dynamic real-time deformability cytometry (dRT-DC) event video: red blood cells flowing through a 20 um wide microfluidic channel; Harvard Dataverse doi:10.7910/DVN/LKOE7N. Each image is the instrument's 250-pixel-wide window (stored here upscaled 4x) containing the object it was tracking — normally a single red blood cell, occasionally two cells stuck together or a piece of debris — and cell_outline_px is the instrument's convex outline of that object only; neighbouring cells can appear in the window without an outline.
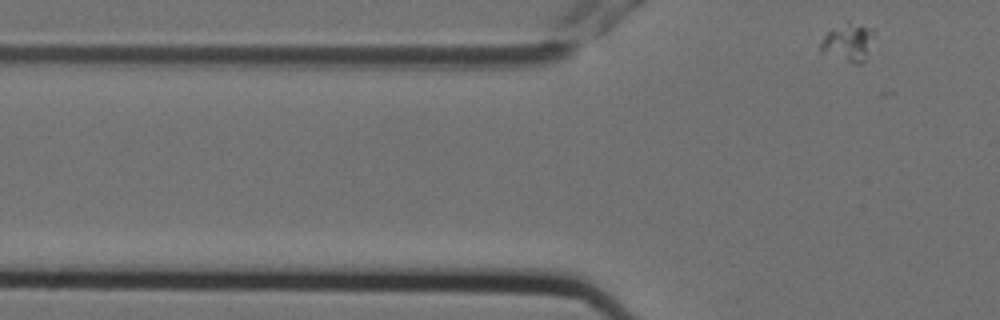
{"species": "Egyptian fruit bat (a non-hibernating species)", "species_latin": "Rousettus aegyptiacus", "temperature_condition": "cold", "stored_images_in_passage": 2, "segment_of_instrument_passage": [2, 2], "camera_frame_rate_fps": 3000, "um_per_image_px": 0.085, "animal": {"sex": "female"}, "frame": {"image": 1, "passage_image": 2, "time_ms": 0.333, "image_size_px": [1000, 320], "cell_outline_px": [[876, 28], [864, 60], [860, 64], [856, 64], [820, 52], [820, 44], [824, 36], [828, 32], [848, 20]], "centroid_in_image_um": [72.11, 3.55], "position_along_channel_um": 53.7, "area_um2": 11.79}}